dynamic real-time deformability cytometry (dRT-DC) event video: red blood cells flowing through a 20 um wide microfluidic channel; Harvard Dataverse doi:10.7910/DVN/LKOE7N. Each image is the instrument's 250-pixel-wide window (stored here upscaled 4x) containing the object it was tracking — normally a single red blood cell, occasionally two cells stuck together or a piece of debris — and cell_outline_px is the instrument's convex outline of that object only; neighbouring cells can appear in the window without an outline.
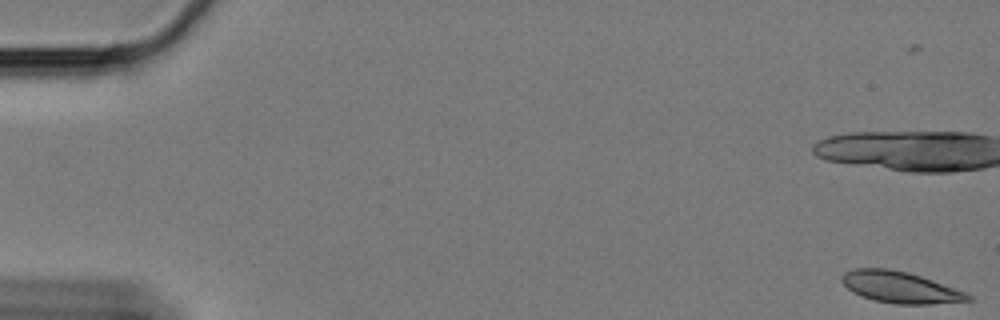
{"species": "Egyptian fruit bat (a non-hibernating species)", "species_latin": "Rousettus aegyptiacus", "temperature_condition": "cold", "stored_images_in_passage": 22, "camera_frame_rate_fps": 3000, "um_per_image_px": 0.085, "animal": {"sex": "female"}, "frame": {"image": 1, "passage_image": 1, "time_ms": 0.0, "image_size_px": [1000, 320], "cell_outline_px": [[972, 300], [928, 304], [896, 304], [876, 300], [852, 292], [840, 280], [840, 276], [844, 272], [852, 268], [888, 268], [908, 272], [932, 280], [964, 292], [972, 296]], "centroid_in_image_um": [76.46, 24.4], "position_along_channel_um": 8.5, "area_um2": 22.83}}